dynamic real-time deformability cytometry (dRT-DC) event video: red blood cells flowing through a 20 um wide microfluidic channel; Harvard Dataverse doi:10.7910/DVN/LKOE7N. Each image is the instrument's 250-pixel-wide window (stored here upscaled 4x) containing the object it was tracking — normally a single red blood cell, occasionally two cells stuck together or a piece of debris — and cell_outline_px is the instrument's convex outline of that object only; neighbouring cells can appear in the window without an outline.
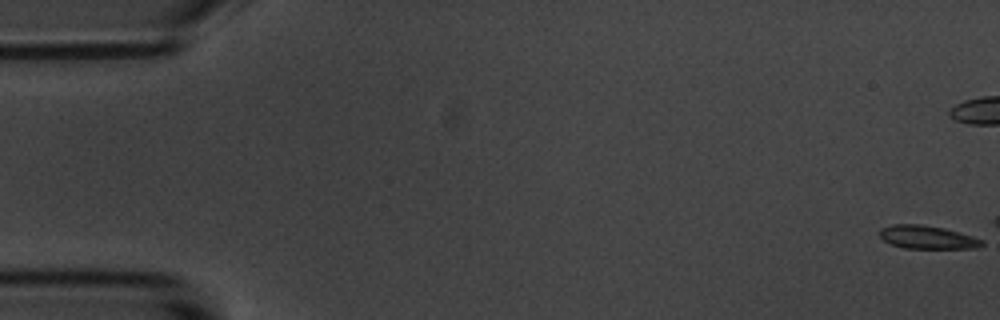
{"species": "common noctule bat (a hibernating species)", "species_latin": "Nyctalus noctula", "temperature_condition": "room temperature", "stored_images_in_passage": 12, "camera_frame_rate_fps": 3000, "um_per_image_px": 0.085, "animal": {"sex": "male", "body_mass_g": 20.1, "forearm_length_mm": 53.5}, "frame": {"image": 1, "passage_image": 1, "time_ms": 0.0, "image_size_px": [1000, 320], "cell_outline_px": [[984, 244], [980, 248], [904, 248], [892, 244], [884, 240], [880, 236], [880, 228], [892, 224], [920, 224], [944, 228], [960, 232], [984, 240]], "centroid_in_image_um": [78.85, 20.16], "position_along_channel_um": 6.1, "area_um2": 13.87}}